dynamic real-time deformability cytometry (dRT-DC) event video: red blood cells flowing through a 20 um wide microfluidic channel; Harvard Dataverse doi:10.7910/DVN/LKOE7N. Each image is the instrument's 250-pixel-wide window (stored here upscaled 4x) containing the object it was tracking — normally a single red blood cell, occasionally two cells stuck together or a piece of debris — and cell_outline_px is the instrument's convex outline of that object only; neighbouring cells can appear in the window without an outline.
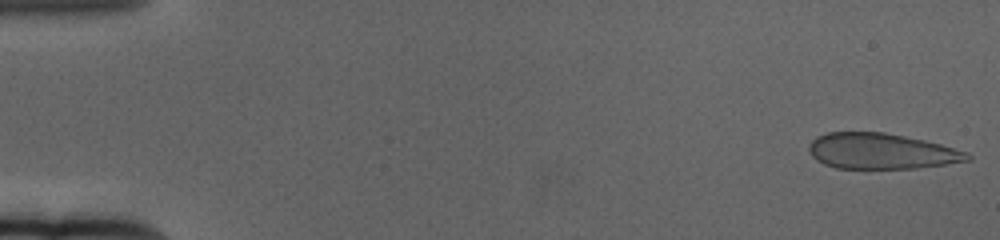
{"species": "human", "species_latin": "Homo sapiens", "temperature_condition": "cold", "stored_images_in_passage": 59, "camera_frame_rate_fps": 3000, "um_per_image_px": 0.085, "donor": {"sex": "female"}, "frame": {"image": 1, "passage_image": 1, "time_ms": 0.0, "image_size_px": [1000, 240], "cell_outline_px": [[972, 160], [916, 168], [836, 168], [824, 164], [816, 160], [812, 156], [808, 148], [808, 144], [816, 136], [828, 132], [884, 132], [924, 140], [940, 144], [968, 152], [972, 156]], "centroid_in_image_um": [74.89, 12.85], "position_along_channel_um": 10.1, "area_um2": 32.95}}
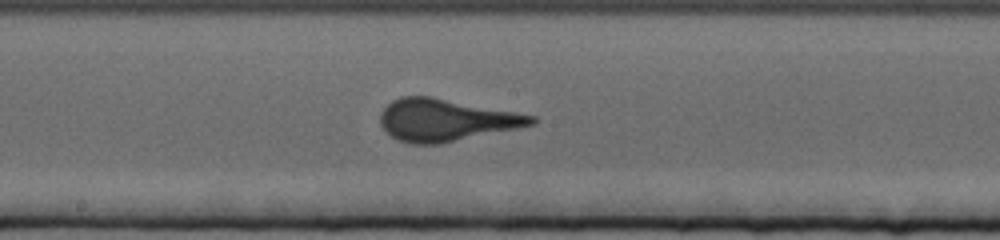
{"frame": {"image": 2, "passage_image": 32, "time_ms": 10.333, "image_size_px": [1000, 240], "cell_outline_px": [[536, 124], [440, 144], [412, 144], [396, 140], [380, 124], [380, 112], [392, 100], [400, 96], [432, 96], [516, 112], [536, 116]], "centroid_in_image_um": [37.88, 10.2], "position_along_channel_um": 210.3, "area_um2": 37.11}}
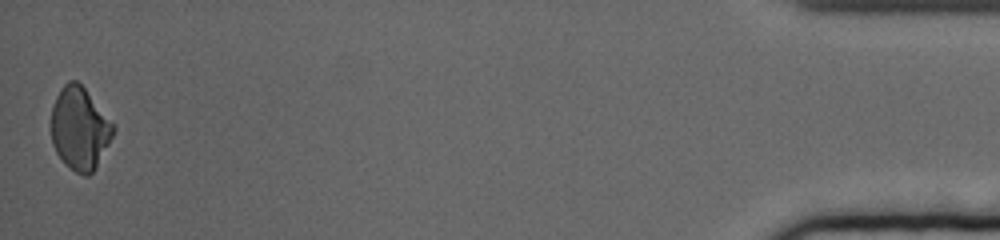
{"frame": {"image": 3, "passage_image": 59, "time_ms": 19.333, "image_size_px": [1000, 240], "cell_outline_px": [[116, 128], [108, 144], [92, 172], [88, 176], [84, 176], [76, 172], [64, 164], [56, 152], [52, 144], [52, 104], [60, 88], [68, 80], [76, 80], [84, 88], [116, 124]], "centroid_in_image_um": [6.77, 10.9], "position_along_channel_um": 428.4, "area_um2": 29.88}}